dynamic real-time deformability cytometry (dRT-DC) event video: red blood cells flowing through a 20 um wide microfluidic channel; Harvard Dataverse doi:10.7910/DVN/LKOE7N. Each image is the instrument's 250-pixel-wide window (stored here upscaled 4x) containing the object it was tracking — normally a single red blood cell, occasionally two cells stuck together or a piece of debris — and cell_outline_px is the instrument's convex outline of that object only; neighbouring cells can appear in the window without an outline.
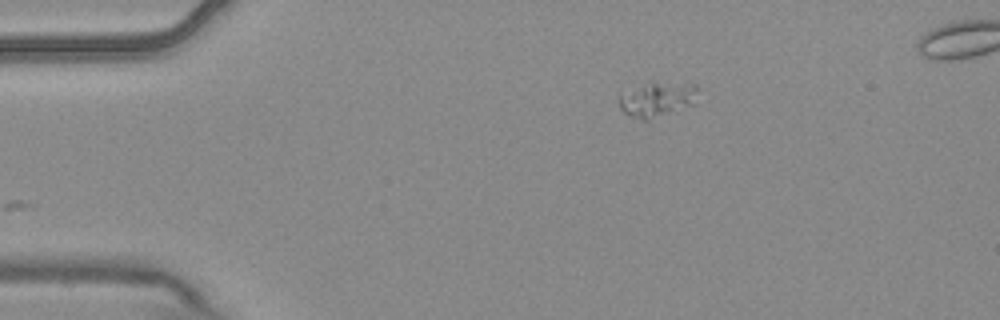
{"species": "common noctule bat (a hibernating species)", "species_latin": "Nyctalus noctula", "temperature_condition": "warm", "stored_images_in_passage": 4, "camera_frame_rate_fps": 3000, "um_per_image_px": 0.085, "animal": {"sex": "male", "body_mass_g": 20.4}, "frame": {"image": 1, "passage_image": 1, "time_ms": 0.0, "image_size_px": [1000, 320], "cell_outline_px": [[696, 92], [692, 104], [648, 120], [644, 120], [632, 116], [624, 112], [620, 108], [620, 96], [652, 84], [696, 84]], "centroid_in_image_um": [55.87, 8.5], "position_along_channel_um": 29.1, "area_um2": 14.39}}
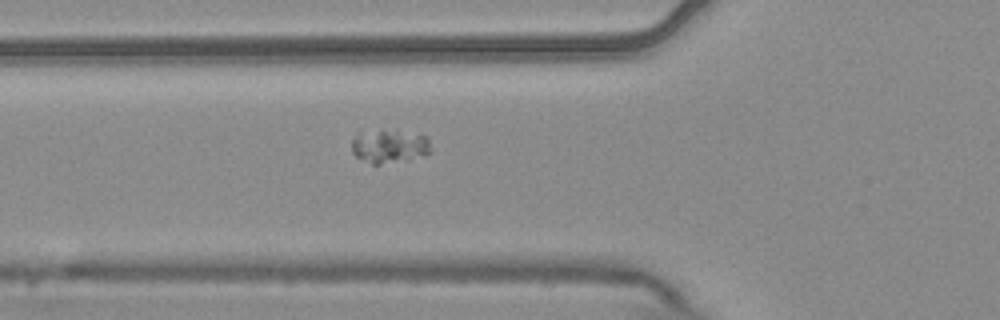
{"frame": {"image": 2, "passage_image": 4, "time_ms": 1.0, "image_size_px": [1000, 320], "cell_outline_px": [[432, 152], [408, 160], [380, 164], [372, 164], [356, 156], [352, 152], [352, 140], [360, 132], [396, 128], [428, 136]], "centroid_in_image_um": [33.14, 12.39], "position_along_channel_um": 92.7, "area_um2": 15.9}}